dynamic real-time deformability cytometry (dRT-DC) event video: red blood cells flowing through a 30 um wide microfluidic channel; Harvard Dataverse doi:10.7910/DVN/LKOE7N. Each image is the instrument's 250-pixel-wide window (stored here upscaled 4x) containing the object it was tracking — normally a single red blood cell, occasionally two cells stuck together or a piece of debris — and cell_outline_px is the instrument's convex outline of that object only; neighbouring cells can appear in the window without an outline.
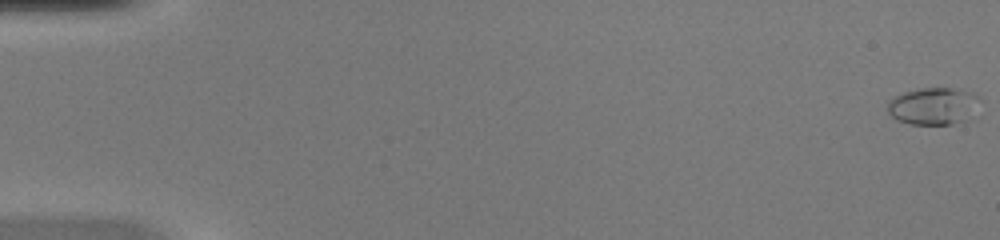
{"species": "common noctule bat (a hibernating species)", "species_latin": "Nyctalus noctula", "temperature_condition": "warm", "stored_images_in_passage": 51, "camera_frame_rate_fps": 3000, "um_per_image_px": 0.085, "animal": {"sex": "female", "body_mass_g": 20.0, "forearm_length_mm": 54.0}, "frame": {"image": 1, "passage_image": 1, "time_ms": 0.0, "image_size_px": [1000, 240], "cell_outline_px": [[980, 100], [968, 120], [952, 124], [908, 124], [896, 120], [888, 112], [888, 100], [904, 92], [920, 88], [952, 88], [972, 92]], "centroid_in_image_um": [79.31, 9.02], "position_along_channel_um": 5.7, "area_um2": 19.94}}
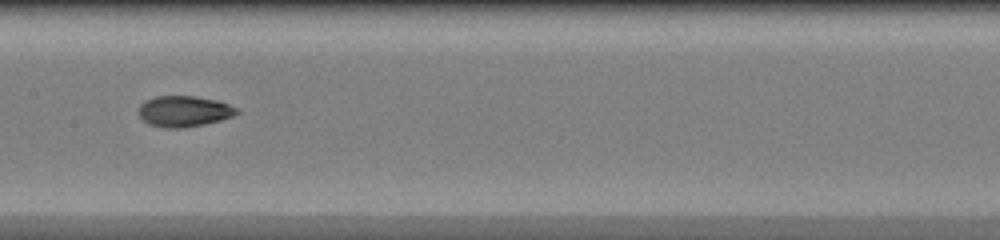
{"frame": {"image": 2, "passage_image": 27, "time_ms": 8.667, "image_size_px": [1000, 240], "cell_outline_px": [[240, 112], [232, 116], [220, 120], [204, 124], [184, 128], [164, 128], [148, 124], [140, 116], [140, 104], [144, 100], [156, 96], [192, 96], [216, 100], [228, 104], [236, 108]], "centroid_in_image_um": [15.63, 9.46], "position_along_channel_um": 191.8, "area_um2": 17.57}}
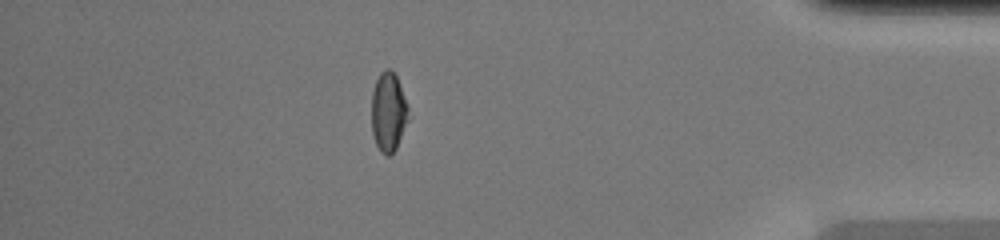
{"frame": {"image": 3, "passage_image": 45, "time_ms": 14.667, "image_size_px": [1000, 240], "cell_outline_px": [[412, 116], [396, 148], [388, 156], [384, 156], [380, 152], [376, 144], [372, 132], [372, 92], [376, 80], [380, 72], [384, 68], [388, 68], [396, 76]], "centroid_in_image_um": [33.04, 9.55], "position_along_channel_um": 402.2, "area_um2": 17.34}, "authors_computed_cell_mechanics": {"area_um2": 17.1666, "velocity_mm_per_s": 4.1472, "shape_relaxation_time_tau1_ms": 6.8028, "shape_relaxation_time_tau2_ms": 1.9804, "deformation_change_tau1": 0.1983, "deformation_change_tau2": 0.0675}}